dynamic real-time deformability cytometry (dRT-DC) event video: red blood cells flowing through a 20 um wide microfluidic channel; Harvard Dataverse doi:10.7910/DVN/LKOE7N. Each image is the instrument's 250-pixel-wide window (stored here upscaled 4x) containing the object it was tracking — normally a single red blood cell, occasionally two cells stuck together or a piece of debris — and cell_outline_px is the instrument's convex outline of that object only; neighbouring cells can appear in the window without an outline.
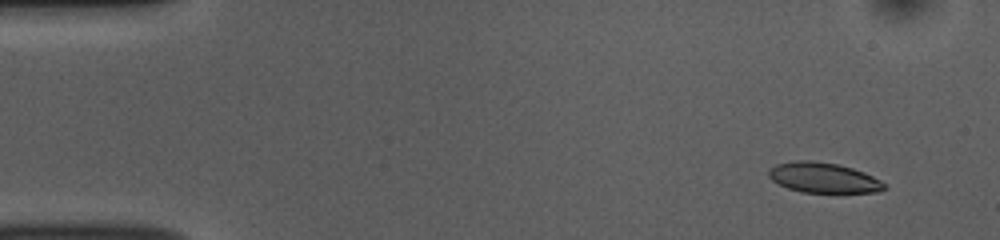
{"species": "common noctule bat (a hibernating species)", "species_latin": "Nyctalus noctula", "temperature_condition": "room temperature", "stored_images_in_passage": 53, "camera_frame_rate_fps": 3000, "um_per_image_px": 0.085, "animal": {"sex": "female", "body_mass_g": 10.0, "forearm_length_mm": 53.1}, "frame": {"image": 1, "passage_image": 4, "time_ms": 1.0, "image_size_px": [1000, 240], "cell_outline_px": [[884, 188], [876, 192], [804, 192], [788, 188], [772, 180], [768, 176], [768, 172], [776, 164], [796, 160], [808, 160], [836, 164], [852, 168], [864, 172], [880, 180], [884, 184]], "centroid_in_image_um": [69.96, 15.1], "position_along_channel_um": 15.0, "area_um2": 19.94}}
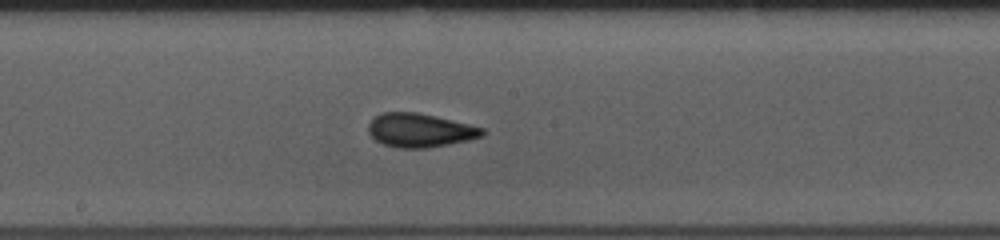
{"frame": {"image": 2, "passage_image": 28, "time_ms": 9.0, "image_size_px": [1000, 240], "cell_outline_px": [[484, 136], [468, 140], [448, 144], [424, 148], [400, 148], [384, 144], [376, 140], [368, 132], [368, 124], [380, 112], [416, 112], [436, 116], [484, 128]], "centroid_in_image_um": [35.69, 11.07], "position_along_channel_um": 212.5, "area_um2": 22.25}}
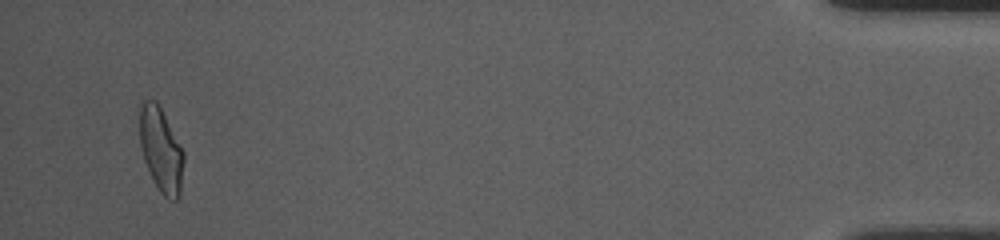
{"frame": {"image": 3, "passage_image": 51, "time_ms": 16.667, "image_size_px": [1000, 240], "cell_outline_px": [[184, 160], [180, 196], [176, 200], [172, 200], [164, 196], [160, 192], [144, 160], [140, 144], [140, 100], [156, 100], [180, 144], [184, 152]], "centroid_in_image_um": [13.69, 12.73], "position_along_channel_um": 421.5, "area_um2": 21.44}, "authors_computed_cell_mechanics": {"area_um2": 21.4438, "velocity_mm_per_s": 3.7484, "shape_relaxation_time_tau1_ms": 3.2145, "shape_relaxation_time_tau2_ms": 1.3875, "deformation_change_tau1": 0.1338, "deformation_change_tau2": 0.0828}}